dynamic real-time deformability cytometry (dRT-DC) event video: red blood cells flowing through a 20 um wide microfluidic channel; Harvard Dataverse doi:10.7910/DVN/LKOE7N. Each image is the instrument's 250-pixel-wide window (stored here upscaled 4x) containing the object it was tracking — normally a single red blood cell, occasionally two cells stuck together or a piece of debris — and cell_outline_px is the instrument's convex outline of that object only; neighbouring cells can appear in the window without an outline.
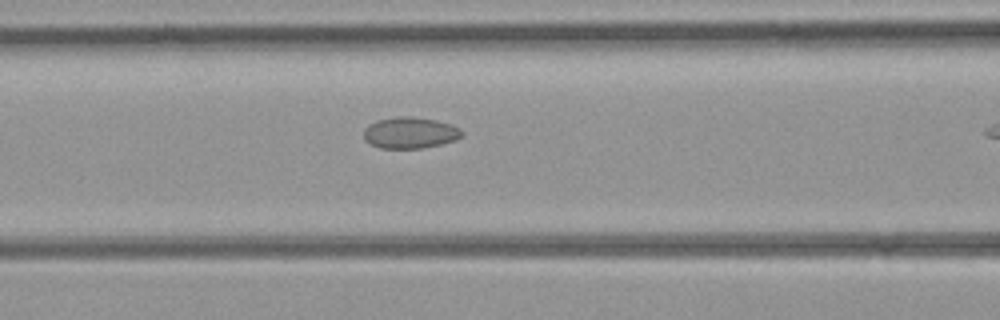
{"species": "common noctule bat (a hibernating species)", "species_latin": "Nyctalus noctula", "temperature_condition": "room temperature", "stored_images_in_passage": 7, "camera_frame_rate_fps": 3000, "um_per_image_px": 0.085, "animal": {"sex": "female", "body_mass_g": 21.9}, "frame": {"image": 1, "passage_image": 6, "time_ms": 1.667, "image_size_px": [1000, 320], "cell_outline_px": [[464, 132], [456, 140], [440, 144], [420, 148], [380, 148], [364, 140], [364, 128], [368, 124], [376, 120], [396, 116], [412, 116], [436, 120], [460, 128]], "centroid_in_image_um": [34.82, 11.27], "position_along_channel_um": 131.8, "area_um2": 17.92}}